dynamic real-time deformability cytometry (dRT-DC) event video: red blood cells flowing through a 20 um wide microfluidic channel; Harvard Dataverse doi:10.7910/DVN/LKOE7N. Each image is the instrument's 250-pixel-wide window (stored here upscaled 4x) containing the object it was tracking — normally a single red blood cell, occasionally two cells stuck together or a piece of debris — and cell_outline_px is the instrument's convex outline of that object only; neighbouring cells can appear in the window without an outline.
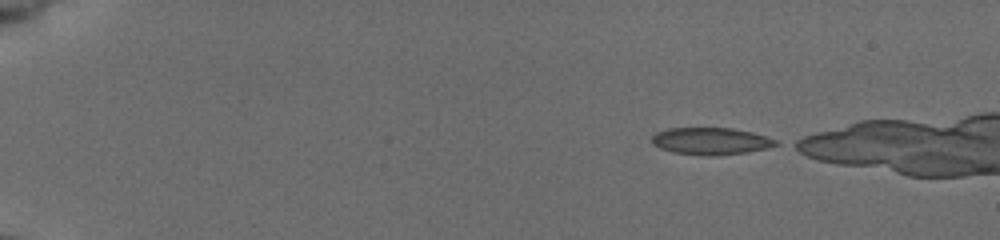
{"species": "common noctule bat (a hibernating species)", "species_latin": "Nyctalus noctula", "temperature_condition": "cold", "stored_images_in_passage": 42, "camera_frame_rate_fps": 3000, "um_per_image_px": 0.085, "animal": {"sex": "female", "body_mass_g": 19.5, "forearm_length_mm": 54.1}, "frame": {"image": 1, "passage_image": 1, "time_ms": 0.0, "image_size_px": [1000, 240], "cell_outline_px": [[780, 144], [768, 148], [748, 152], [716, 156], [708, 156], [672, 152], [660, 148], [652, 144], [652, 136], [656, 132], [668, 128], [732, 128], [752, 132], [776, 140]], "centroid_in_image_um": [60.42, 12.0], "position_along_channel_um": 24.6, "area_um2": 19.65}}
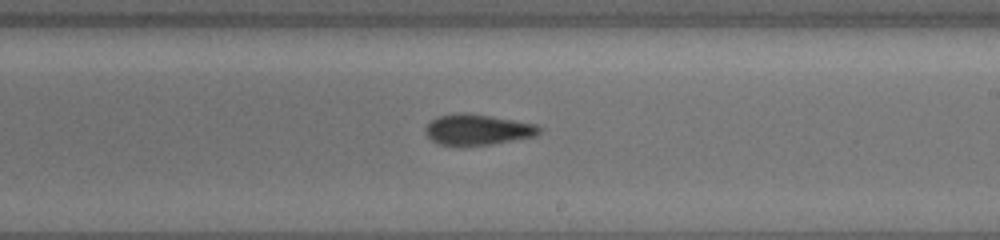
{"frame": {"image": 2, "passage_image": 27, "time_ms": 8.667, "image_size_px": [1000, 240], "cell_outline_px": [[540, 132], [536, 136], [492, 144], [460, 148], [440, 144], [432, 140], [424, 132], [424, 128], [432, 120], [440, 116], [460, 112], [468, 112], [492, 116], [536, 124], [540, 128]], "centroid_in_image_um": [40.57, 11.04], "position_along_channel_um": 248.4, "area_um2": 20.81}}
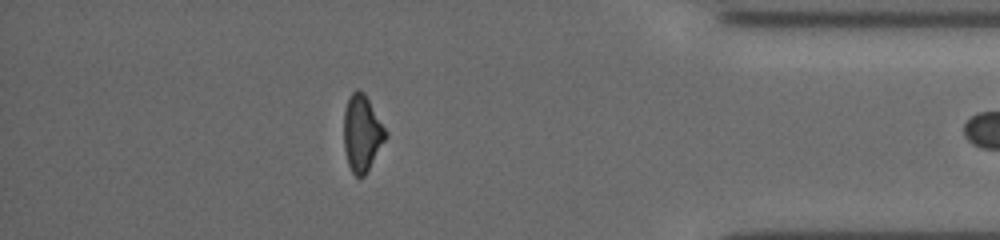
{"frame": {"image": 3, "passage_image": 41, "time_ms": 13.333, "image_size_px": [1000, 240], "cell_outline_px": [[388, 136], [364, 176], [356, 176], [352, 172], [348, 164], [344, 148], [344, 112], [348, 96], [356, 88], [364, 92], [388, 132]], "centroid_in_image_um": [30.77, 11.29], "position_along_channel_um": 404.4, "area_um2": 18.67}}